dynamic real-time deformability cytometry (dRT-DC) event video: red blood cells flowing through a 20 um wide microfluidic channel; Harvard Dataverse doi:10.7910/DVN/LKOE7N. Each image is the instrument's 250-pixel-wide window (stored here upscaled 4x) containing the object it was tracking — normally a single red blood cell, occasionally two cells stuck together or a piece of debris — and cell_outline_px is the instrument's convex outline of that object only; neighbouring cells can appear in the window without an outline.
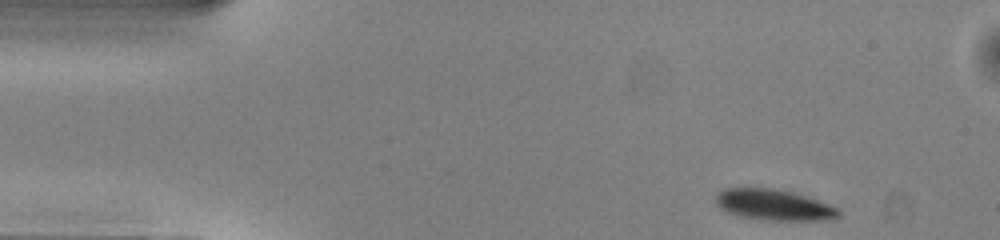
{"species": "common noctule bat (a hibernating species)", "species_latin": "Nyctalus noctula", "temperature_condition": "warm", "stored_images_in_passage": 46, "camera_frame_rate_fps": 3000, "um_per_image_px": 0.085, "animal": {"sex": "male", "body_mass_g": 13.0, "forearm_length_mm": 53.1}, "frame": {"image": 1, "passage_image": 1, "time_ms": 0.0, "image_size_px": [1000, 240], "cell_outline_px": [[840, 216], [836, 220], [768, 220], [740, 216], [728, 212], [720, 208], [716, 204], [716, 192], [724, 188], [772, 188], [804, 196], [840, 208]], "centroid_in_image_um": [65.78, 17.42], "position_along_channel_um": 19.2, "area_um2": 22.02}}
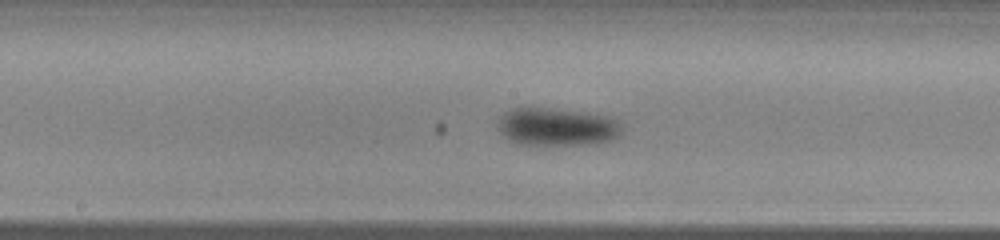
{"frame": {"image": 2, "passage_image": 21, "time_ms": 6.667, "image_size_px": [1000, 240], "cell_outline_px": [[620, 136], [612, 140], [584, 144], [520, 144], [508, 140], [496, 128], [500, 116], [504, 112], [512, 108], [552, 108], [584, 112], [608, 116], [616, 120], [620, 128]], "centroid_in_image_um": [47.28, 10.77], "position_along_channel_um": 200.9, "area_um2": 27.22}}
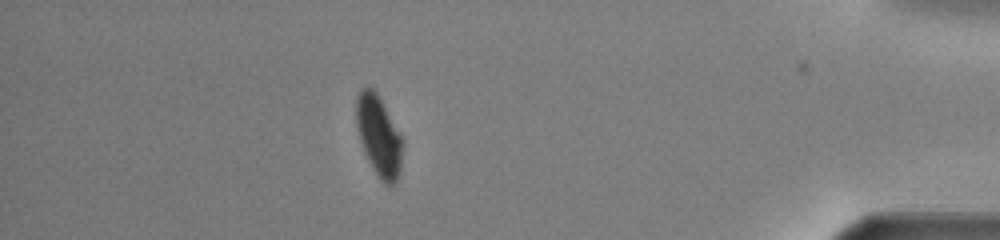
{"frame": {"image": 3, "passage_image": 40, "time_ms": 13.0, "image_size_px": [1000, 240], "cell_outline_px": [[404, 144], [400, 172], [396, 184], [384, 184], [380, 180], [364, 152], [356, 128], [356, 96], [364, 88], [372, 88], [376, 92], [400, 132], [404, 140]], "centroid_in_image_um": [32.22, 11.59], "position_along_channel_um": 403.0, "area_um2": 21.85}, "authors_computed_cell_mechanics": {"area_um2": 25.0274, "velocity_mm_per_s": 3.9854, "shape_relaxation_time_tau1_ms": 2.1689, "shape_relaxation_time_tau2_ms": null, "deformation_change_tau1": 0.0938, "deformation_change_tau2": null}}